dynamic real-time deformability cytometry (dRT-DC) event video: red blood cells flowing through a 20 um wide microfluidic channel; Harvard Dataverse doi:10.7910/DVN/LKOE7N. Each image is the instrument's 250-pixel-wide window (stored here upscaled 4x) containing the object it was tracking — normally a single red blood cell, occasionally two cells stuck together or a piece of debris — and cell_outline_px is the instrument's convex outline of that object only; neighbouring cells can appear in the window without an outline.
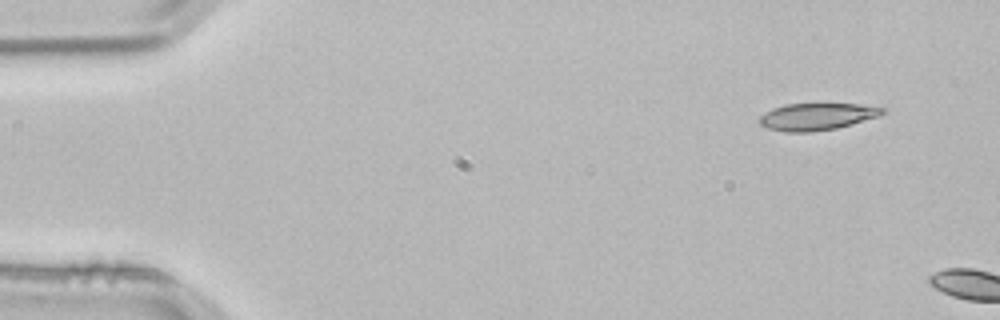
{"species": "common noctule bat (a hibernating species)", "species_latin": "Nyctalus noctula", "temperature_condition": "room temperature", "stored_images_in_passage": 4, "camera_frame_rate_fps": 3000, "um_per_image_px": 0.085, "animal": {"sex": "male", "body_mass_g": 21.5, "forearm_length_mm": 52.0}, "frame": {"image": 1, "passage_image": 4, "time_ms": 1.0, "image_size_px": [1000, 320], "cell_outline_px": [[888, 112], [880, 116], [852, 124], [836, 128], [812, 132], [784, 132], [768, 128], [760, 124], [760, 116], [772, 108], [784, 104], [860, 104], [888, 108]], "centroid_in_image_um": [69.5, 9.91], "position_along_channel_um": 15.5, "area_um2": 19.54}}